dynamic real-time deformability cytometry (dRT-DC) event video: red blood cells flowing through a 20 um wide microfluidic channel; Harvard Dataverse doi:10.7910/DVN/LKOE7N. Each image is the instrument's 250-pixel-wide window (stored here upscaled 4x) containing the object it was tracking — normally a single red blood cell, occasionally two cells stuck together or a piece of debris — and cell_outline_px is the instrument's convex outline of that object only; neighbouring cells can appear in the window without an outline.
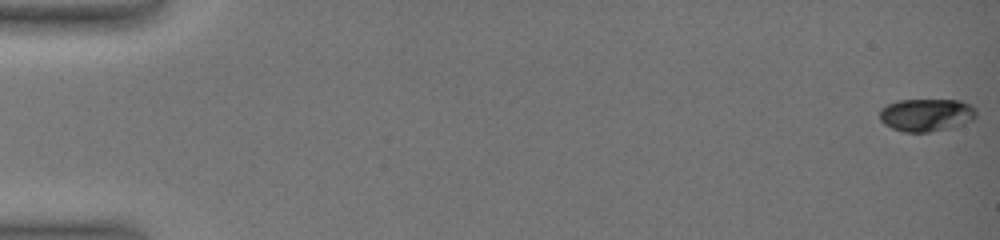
{"species": "common noctule bat (a hibernating species)", "species_latin": "Nyctalus noctula", "temperature_condition": "warm", "stored_images_in_passage": 26, "camera_frame_rate_fps": 3000, "um_per_image_px": 0.085, "animal": {"sex": "female", "body_mass_g": 19.0, "forearm_length_mm": 51.5}, "frame": {"image": 1, "passage_image": 1, "time_ms": 0.0, "image_size_px": [1000, 240], "cell_outline_px": [[976, 116], [972, 120], [948, 128], [928, 132], [904, 132], [892, 128], [884, 124], [880, 120], [880, 108], [896, 100], [960, 100], [972, 104], [976, 108]], "centroid_in_image_um": [78.73, 9.75], "position_along_channel_um": 6.3, "area_um2": 18.5}}
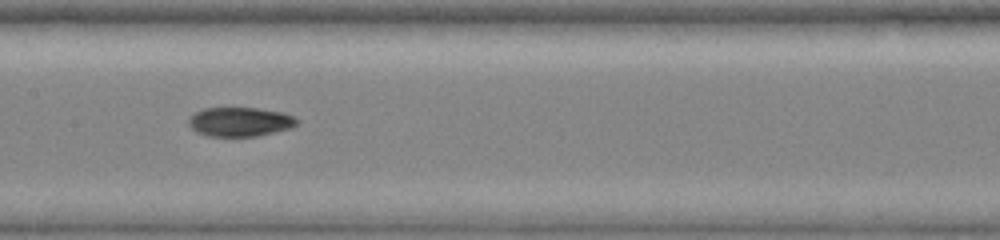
{"frame": {"image": 2, "passage_image": 24, "time_ms": 10.0, "image_size_px": [1000, 240], "cell_outline_px": [[300, 120], [292, 128], [256, 136], [208, 136], [196, 132], [188, 124], [188, 120], [196, 112], [204, 108], [256, 108], [284, 112], [296, 116]], "centroid_in_image_um": [20.44, 10.35], "position_along_channel_um": 187.0, "area_um2": 18.5}}
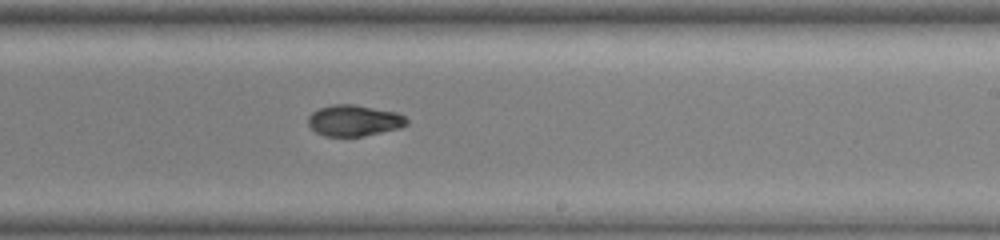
{"frame": {"image": 3, "passage_image": 26, "time_ms": 12.0, "image_size_px": [1000, 240], "cell_outline_px": [[408, 124], [400, 128], [360, 136], [324, 136], [316, 132], [308, 124], [308, 116], [312, 112], [320, 108], [332, 104], [356, 104], [396, 112], [404, 116], [408, 120]], "centroid_in_image_um": [30.09, 10.23], "position_along_channel_um": 258.9, "area_um2": 17.86}}